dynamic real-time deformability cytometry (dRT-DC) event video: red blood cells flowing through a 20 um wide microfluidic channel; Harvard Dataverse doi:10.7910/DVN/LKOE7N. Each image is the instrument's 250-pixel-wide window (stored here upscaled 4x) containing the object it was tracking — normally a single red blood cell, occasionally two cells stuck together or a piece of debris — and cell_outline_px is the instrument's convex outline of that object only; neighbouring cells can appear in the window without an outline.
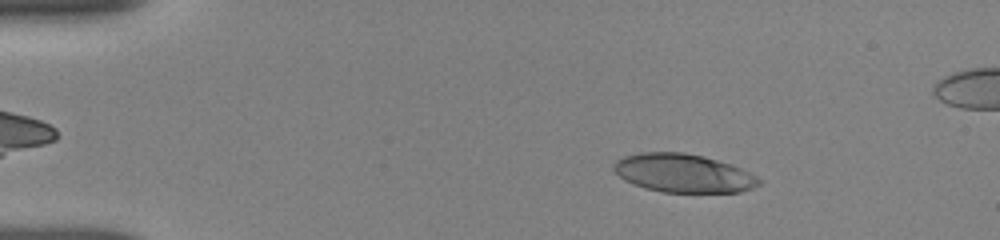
{"species": "human", "species_latin": "Homo sapiens", "temperature_condition": "room temperature", "stored_images_in_passage": 40, "camera_frame_rate_fps": 3000, "um_per_image_px": 0.085, "donor": {"sex": "female"}, "frame": {"image": 1, "passage_image": 13, "time_ms": 2.333, "image_size_px": [1000, 240], "cell_outline_px": [[760, 184], [752, 188], [740, 192], [660, 192], [644, 188], [632, 184], [624, 180], [612, 168], [612, 164], [616, 160], [624, 156], [640, 152], [684, 152], [704, 156], [732, 164], [756, 176], [760, 180]], "centroid_in_image_um": [58.05, 14.71], "position_along_channel_um": 27.0, "area_um2": 32.71}}
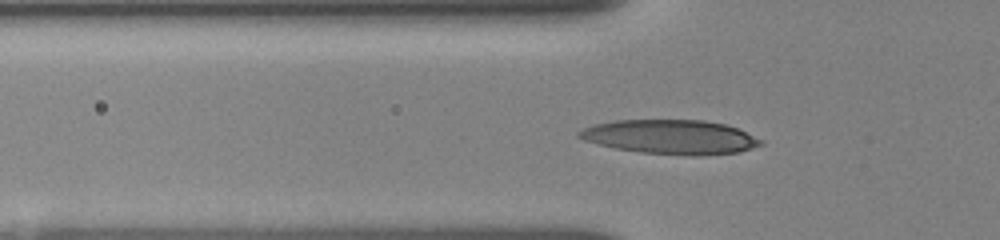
{"frame": {"image": 2, "passage_image": 28, "time_ms": 5.333, "image_size_px": [1000, 240], "cell_outline_px": [[764, 144], [740, 152], [696, 156], [692, 156], [640, 152], [616, 148], [584, 140], [576, 136], [576, 132], [592, 124], [616, 120], [704, 120], [724, 124], [736, 128], [764, 140]], "centroid_in_image_um": [57.0, 11.64], "position_along_channel_um": 68.8, "area_um2": 36.36}}
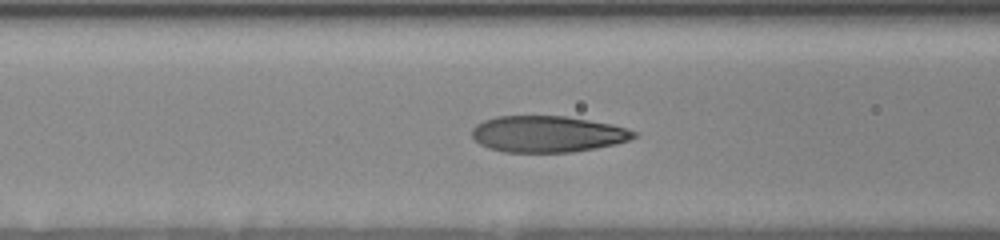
{"frame": {"image": 3, "passage_image": 35, "time_ms": 6.667, "image_size_px": [1000, 240], "cell_outline_px": [[636, 136], [628, 140], [616, 144], [572, 152], [504, 152], [488, 148], [480, 144], [472, 136], [472, 128], [476, 124], [484, 120], [496, 116], [564, 116], [612, 124], [636, 132]], "centroid_in_image_um": [46.5, 11.39], "position_along_channel_um": 120.1, "area_um2": 34.16}}